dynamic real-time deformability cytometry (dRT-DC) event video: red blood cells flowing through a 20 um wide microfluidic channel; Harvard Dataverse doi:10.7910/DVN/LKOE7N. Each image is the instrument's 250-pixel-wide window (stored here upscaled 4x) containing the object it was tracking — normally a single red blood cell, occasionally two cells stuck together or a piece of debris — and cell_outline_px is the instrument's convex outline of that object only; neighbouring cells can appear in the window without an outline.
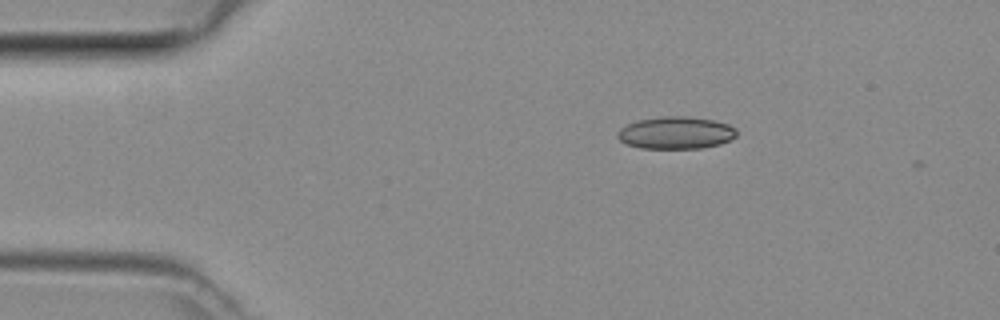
{"species": "common noctule bat (a hibernating species)", "species_latin": "Nyctalus noctula", "temperature_condition": "room temperature", "stored_images_in_passage": 9, "camera_frame_rate_fps": 3000, "um_per_image_px": 0.085, "animal": {"sex": "female", "body_mass_g": 29.2, "forearm_length_mm": 56.3}, "frame": {"image": 1, "passage_image": 2, "time_ms": 0.333, "image_size_px": [1000, 320], "cell_outline_px": [[736, 136], [720, 144], [704, 148], [640, 148], [624, 144], [616, 136], [616, 132], [620, 128], [636, 120], [664, 116], [688, 116], [712, 120], [728, 124], [736, 128]], "centroid_in_image_um": [57.41, 11.29], "position_along_channel_um": 27.6, "area_um2": 22.54}}
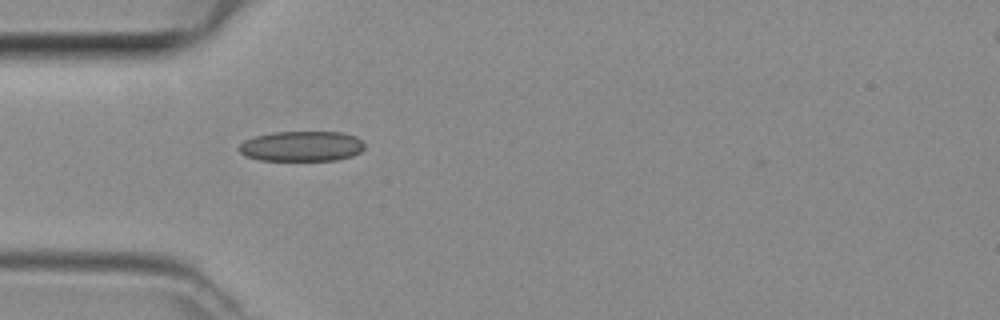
{"frame": {"image": 2, "passage_image": 8, "time_ms": 2.333, "image_size_px": [1000, 320], "cell_outline_px": [[364, 148], [360, 152], [352, 156], [336, 160], [260, 160], [248, 156], [240, 152], [236, 148], [244, 140], [256, 136], [272, 132], [344, 132], [356, 136], [364, 144]], "centroid_in_image_um": [25.64, 12.42], "position_along_channel_um": 59.4, "area_um2": 22.14}}